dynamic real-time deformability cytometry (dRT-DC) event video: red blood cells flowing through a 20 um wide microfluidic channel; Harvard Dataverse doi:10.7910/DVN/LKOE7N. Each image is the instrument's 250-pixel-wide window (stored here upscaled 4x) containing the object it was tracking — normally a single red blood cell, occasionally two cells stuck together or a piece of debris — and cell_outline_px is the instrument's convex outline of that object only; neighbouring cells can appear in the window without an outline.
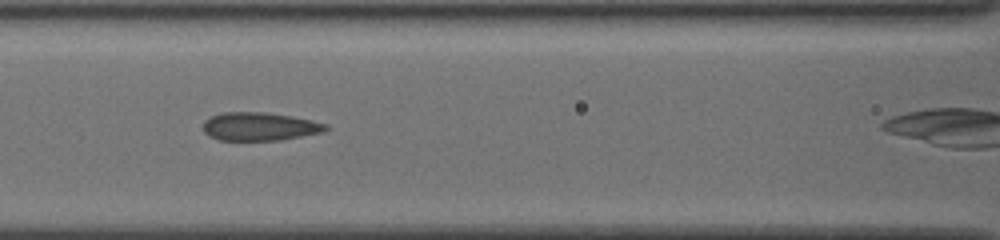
{"species": "common noctule bat (a hibernating species)", "species_latin": "Nyctalus noctula", "temperature_condition": "cold", "stored_images_in_passage": 10, "camera_frame_rate_fps": 3000, "um_per_image_px": 0.085, "animal": {"sex": "female", "body_mass_g": 19.5, "forearm_length_mm": 54.1}, "frame": {"image": 1, "passage_image": 4, "time_ms": 1.0, "image_size_px": [1000, 240], "cell_outline_px": [[328, 128], [320, 132], [280, 140], [220, 140], [208, 136], [204, 132], [204, 120], [212, 116], [224, 112], [264, 112], [292, 116], [328, 124]], "centroid_in_image_um": [22.03, 10.75], "position_along_channel_um": 144.6, "area_um2": 20.0}}
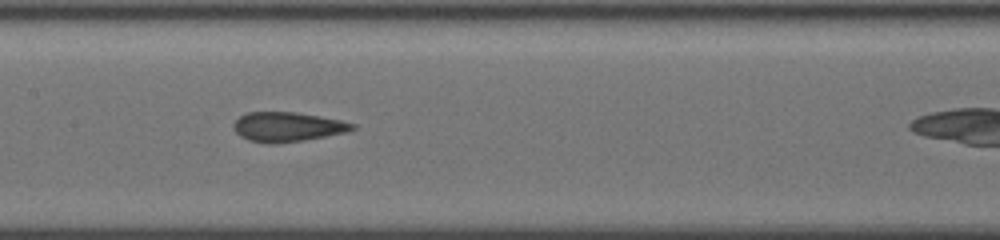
{"frame": {"image": 2, "passage_image": 7, "time_ms": 2.0, "image_size_px": [1000, 240], "cell_outline_px": [[356, 128], [344, 132], [304, 140], [276, 144], [268, 144], [248, 140], [240, 136], [236, 132], [236, 120], [240, 116], [248, 112], [296, 112], [340, 120], [356, 124]], "centroid_in_image_um": [24.43, 10.79], "position_along_channel_um": 183.0, "area_um2": 20.17}}
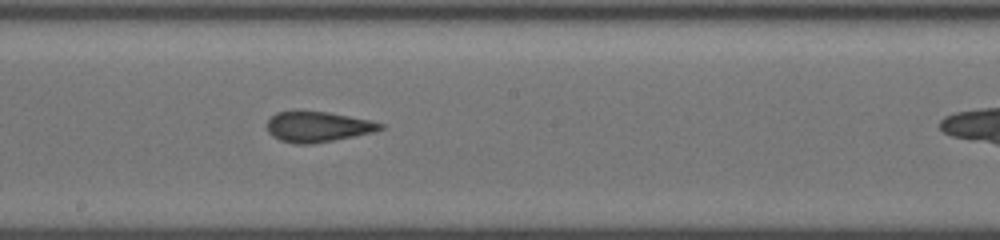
{"frame": {"image": 3, "passage_image": 9, "time_ms": 2.667, "image_size_px": [1000, 240], "cell_outline_px": [[384, 128], [372, 132], [312, 144], [296, 144], [280, 140], [272, 136], [268, 132], [264, 124], [276, 112], [292, 108], [296, 108], [328, 112], [372, 120], [384, 124]], "centroid_in_image_um": [26.92, 10.72], "position_along_channel_um": 221.3, "area_um2": 20.75}}